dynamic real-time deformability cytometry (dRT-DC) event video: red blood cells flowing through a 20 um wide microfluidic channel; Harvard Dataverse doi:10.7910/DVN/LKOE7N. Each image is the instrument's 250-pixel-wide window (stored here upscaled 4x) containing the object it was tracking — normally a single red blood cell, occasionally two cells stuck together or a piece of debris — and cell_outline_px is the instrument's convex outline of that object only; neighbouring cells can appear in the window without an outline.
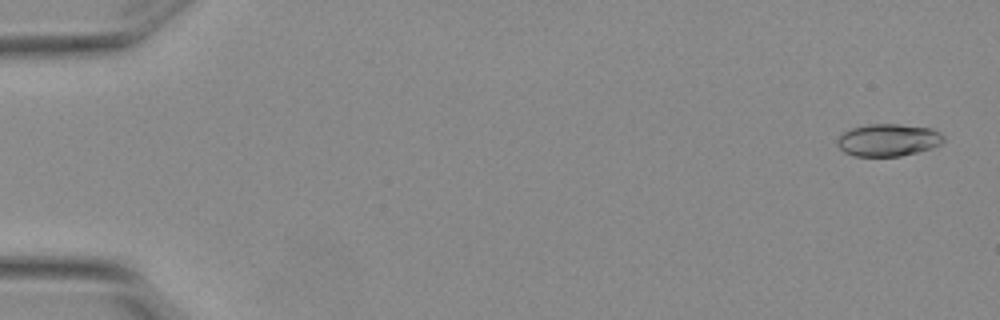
{"species": "Egyptian fruit bat (a non-hibernating species)", "species_latin": "Rousettus aegyptiacus", "temperature_condition": "warm", "stored_images_in_passage": 7, "camera_frame_rate_fps": 3000, "um_per_image_px": 0.085, "animal": {"sex": "female"}, "frame": {"image": 1, "passage_image": 1, "time_ms": 0.0, "image_size_px": [1000, 320], "cell_outline_px": [[944, 140], [940, 144], [932, 148], [900, 156], [852, 156], [844, 152], [836, 144], [836, 140], [844, 132], [852, 128], [868, 124], [900, 124], [932, 128], [940, 132], [944, 136]], "centroid_in_image_um": [75.49, 11.9], "position_along_channel_um": 9.5, "area_um2": 20.11}}
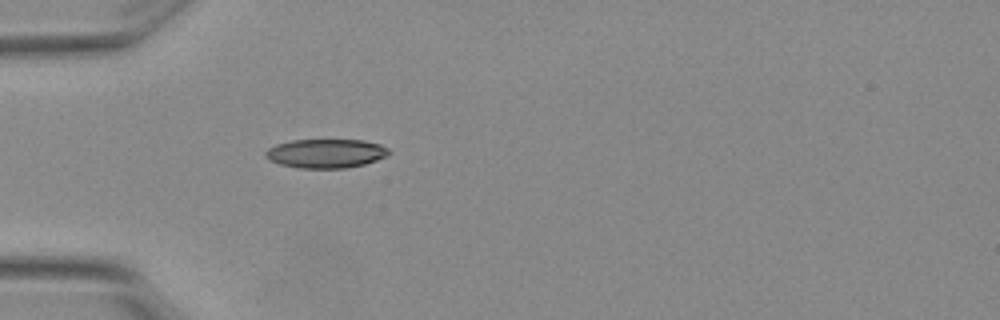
{"frame": {"image": 2, "passage_image": 5, "time_ms": 1.333, "image_size_px": [1000, 320], "cell_outline_px": [[392, 152], [376, 160], [364, 164], [344, 168], [300, 168], [280, 164], [268, 160], [264, 156], [264, 152], [268, 148], [276, 144], [292, 140], [360, 140], [380, 144], [388, 148]], "centroid_in_image_um": [27.66, 13.04], "position_along_channel_um": 57.3, "area_um2": 20.81}}